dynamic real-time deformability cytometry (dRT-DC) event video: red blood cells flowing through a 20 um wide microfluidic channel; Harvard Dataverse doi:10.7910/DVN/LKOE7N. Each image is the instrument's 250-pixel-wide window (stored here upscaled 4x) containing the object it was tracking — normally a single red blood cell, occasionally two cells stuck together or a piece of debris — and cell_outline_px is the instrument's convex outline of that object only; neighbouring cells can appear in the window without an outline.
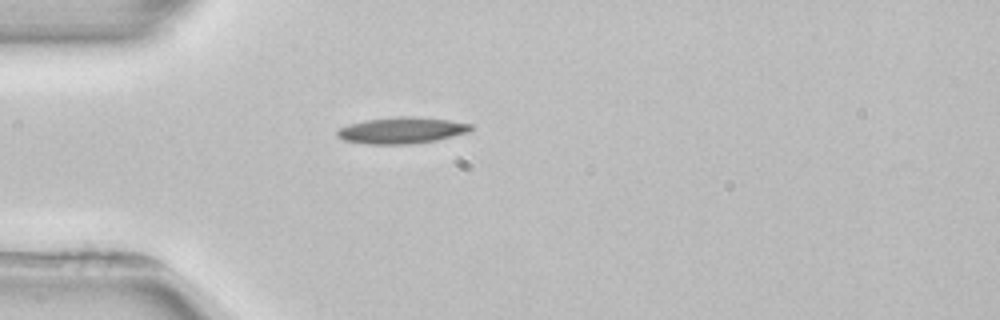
{"species": "common noctule bat (a hibernating species)", "species_latin": "Nyctalus noctula", "temperature_condition": "room temperature", "stored_images_in_passage": 1, "camera_frame_rate_fps": 3000, "um_per_image_px": 0.085, "animal": {"sex": "female", "body_mass_g": 22.7, "forearm_length_mm": 54.2}, "frame": {"image": 1, "passage_image": 1, "time_ms": 0.0, "image_size_px": [1000, 320], "cell_outline_px": [[472, 128], [468, 132], [436, 140], [408, 144], [368, 144], [344, 140], [336, 136], [336, 132], [340, 128], [348, 124], [364, 120], [396, 116], [416, 116], [448, 120], [472, 124]], "centroid_in_image_um": [34.11, 11.07], "position_along_channel_um": 50.9, "area_um2": 20.52}}